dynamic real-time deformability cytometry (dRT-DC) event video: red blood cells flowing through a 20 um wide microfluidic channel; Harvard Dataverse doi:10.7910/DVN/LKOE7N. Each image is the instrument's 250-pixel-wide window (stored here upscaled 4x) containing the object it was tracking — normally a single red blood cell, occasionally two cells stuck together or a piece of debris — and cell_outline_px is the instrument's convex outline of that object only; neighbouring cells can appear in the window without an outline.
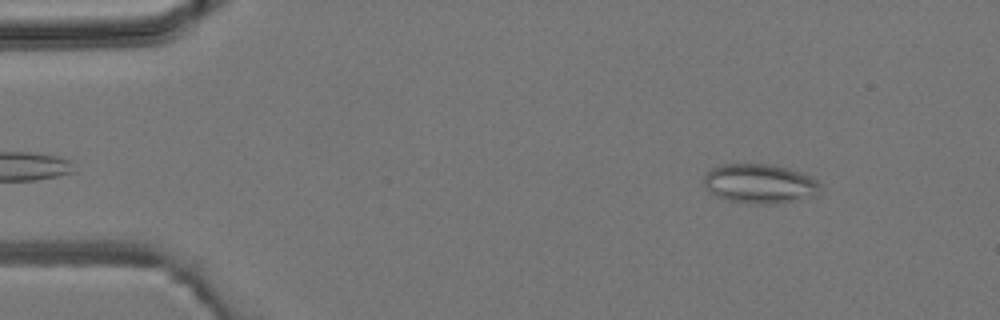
{"species": "common noctule bat (a hibernating species)", "species_latin": "Nyctalus noctula", "temperature_condition": "room temperature", "stored_images_in_passage": 3, "camera_frame_rate_fps": 3000, "um_per_image_px": 0.085, "animal": {"sex": "male", "body_mass_g": 19.2, "forearm_length_mm": 51.8}, "frame": {"image": 1, "passage_image": 3, "time_ms": 3.667, "image_size_px": [1000, 320], "cell_outline_px": [[820, 196], [780, 204], [756, 204], [724, 200], [708, 192], [704, 184], [704, 176], [712, 168], [720, 164], [772, 164], [804, 172], [812, 176], [820, 184]], "centroid_in_image_um": [64.63, 15.63], "position_along_channel_um": 20.4, "area_um2": 27.51}}